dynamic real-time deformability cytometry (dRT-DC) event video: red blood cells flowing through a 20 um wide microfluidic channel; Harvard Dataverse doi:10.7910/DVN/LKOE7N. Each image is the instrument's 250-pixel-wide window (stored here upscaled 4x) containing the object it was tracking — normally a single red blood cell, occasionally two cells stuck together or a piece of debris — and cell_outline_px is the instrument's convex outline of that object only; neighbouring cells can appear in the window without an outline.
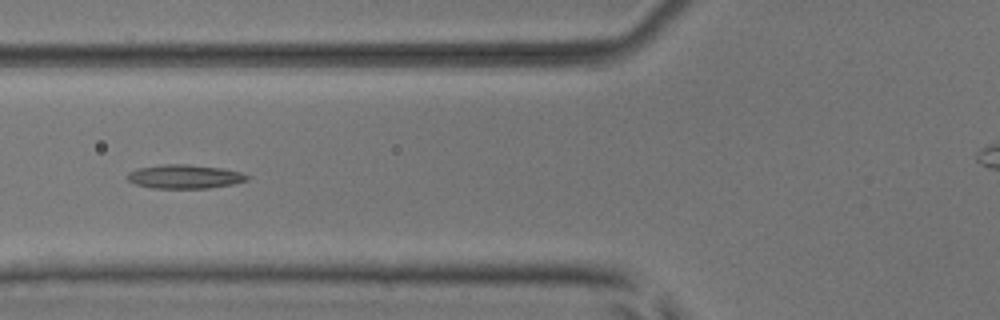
{"species": "common noctule bat (a hibernating species)", "species_latin": "Nyctalus noctula", "temperature_condition": "room temperature", "stored_images_in_passage": 4, "camera_frame_rate_fps": 3000, "um_per_image_px": 0.085, "animal": {"sex": "male", "body_mass_g": 17.9, "forearm_length_mm": 54.2}, "frame": {"image": 1, "passage_image": 4, "time_ms": 3.333, "image_size_px": [1000, 320], "cell_outline_px": [[252, 176], [248, 180], [232, 184], [208, 188], [152, 188], [136, 184], [128, 180], [128, 172], [136, 168], [164, 164], [188, 164], [224, 168], [240, 172]], "centroid_in_image_um": [15.72, 15.0], "position_along_channel_um": 110.1, "area_um2": 16.76}}